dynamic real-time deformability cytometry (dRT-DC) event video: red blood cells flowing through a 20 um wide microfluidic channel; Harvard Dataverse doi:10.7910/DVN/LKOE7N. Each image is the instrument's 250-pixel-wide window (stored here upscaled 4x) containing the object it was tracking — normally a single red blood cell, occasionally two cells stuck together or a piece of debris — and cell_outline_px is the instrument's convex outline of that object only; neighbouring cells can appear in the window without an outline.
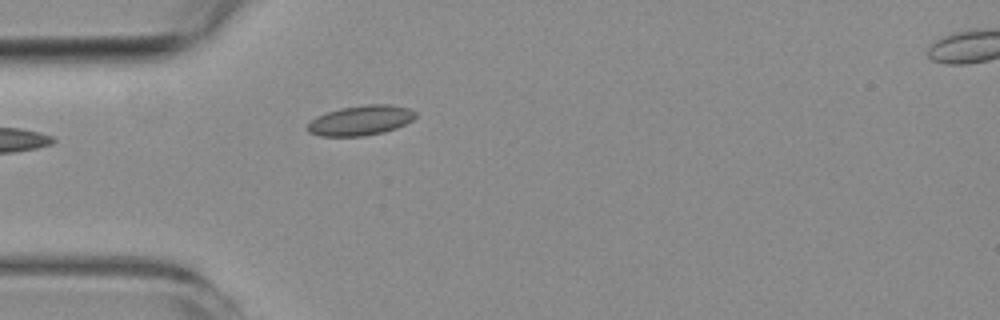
{"species": "common noctule bat (a hibernating species)", "species_latin": "Nyctalus noctula", "temperature_condition": "room temperature", "stored_images_in_passage": 5, "camera_frame_rate_fps": 3000, "um_per_image_px": 0.085, "animal": {"sex": "female", "body_mass_g": 19.3, "forearm_length_mm": 54.1}, "frame": {"image": 1, "passage_image": 4, "time_ms": 4.667, "image_size_px": [1000, 320], "cell_outline_px": [[416, 116], [412, 120], [396, 128], [384, 132], [364, 136], [320, 136], [308, 132], [308, 124], [316, 116], [340, 108], [364, 104], [392, 104], [408, 108], [416, 112]], "centroid_in_image_um": [30.67, 10.23], "position_along_channel_um": 54.3, "area_um2": 18.84}}